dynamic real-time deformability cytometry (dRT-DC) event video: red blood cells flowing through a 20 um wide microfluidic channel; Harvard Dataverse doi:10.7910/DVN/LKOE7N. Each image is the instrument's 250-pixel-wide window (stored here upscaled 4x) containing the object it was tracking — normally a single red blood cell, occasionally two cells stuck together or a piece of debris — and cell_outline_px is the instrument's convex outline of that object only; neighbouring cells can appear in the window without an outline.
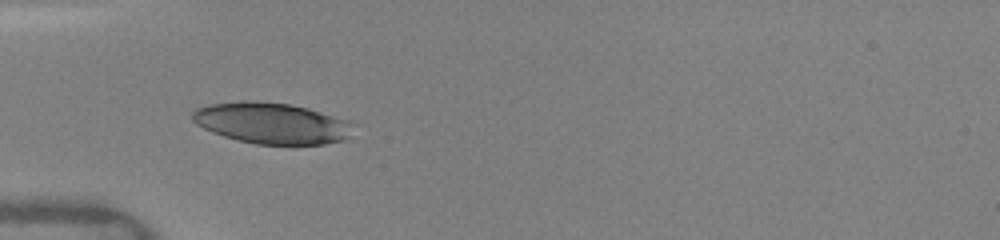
{"species": "human", "species_latin": "Homo sapiens", "temperature_condition": "warm", "stored_images_in_passage": 57, "camera_frame_rate_fps": 3000, "um_per_image_px": 0.085, "donor": {"sex": "female"}, "frame": {"image": 1, "passage_image": 1, "time_ms": 0.0, "image_size_px": [1000, 240], "cell_outline_px": [[352, 124], [348, 136], [344, 140], [324, 144], [256, 144], [224, 136], [212, 132], [196, 124], [192, 120], [192, 112], [196, 108], [208, 104], [244, 100], [252, 100], [288, 104], [308, 108], [348, 120]], "centroid_in_image_um": [23.05, 10.45], "position_along_channel_um": 62.0, "area_um2": 38.32}}
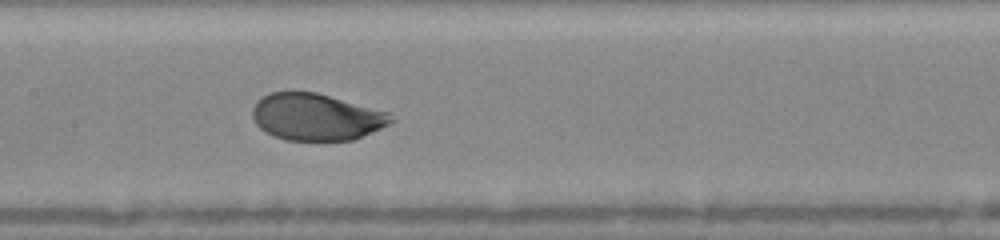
{"frame": {"image": 2, "passage_image": 15, "time_ms": 3.0, "image_size_px": [1000, 240], "cell_outline_px": [[396, 120], [380, 128], [352, 140], [288, 140], [264, 132], [256, 124], [252, 116], [252, 108], [256, 100], [260, 96], [272, 92], [316, 92], [388, 112]], "centroid_in_image_um": [26.84, 9.93], "position_along_channel_um": 180.6, "area_um2": 37.63}}
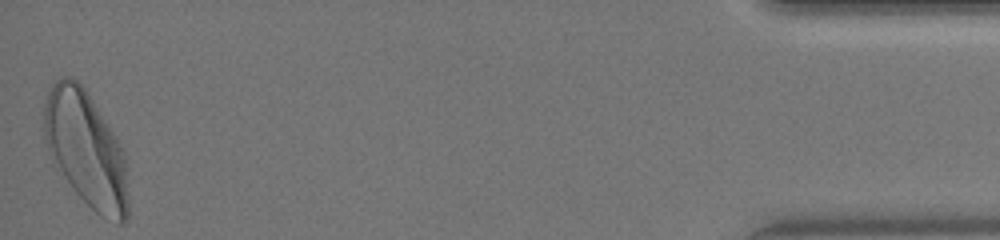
{"frame": {"image": 3, "passage_image": 56, "time_ms": 11.0, "image_size_px": [1000, 240], "cell_outline_px": [[128, 220], [124, 224], [116, 224], [100, 216], [76, 192], [52, 160], [44, 136], [44, 104], [48, 92], [52, 84], [60, 76], [72, 76], [84, 88], [92, 100], [112, 132], [124, 152], [128, 200]], "centroid_in_image_um": [7.31, 12.7], "position_along_channel_um": 427.9, "area_um2": 55.95}, "authors_computed_cell_mechanics": {"area_um2": 38.9572, "velocity_mm_per_s": 4.0877, "shape_relaxation_time_tau1_ms": 2.3145, "shape_relaxation_time_tau2_ms": null, "deformation_change_tau1": 0.1324, "deformation_change_tau2": null}}